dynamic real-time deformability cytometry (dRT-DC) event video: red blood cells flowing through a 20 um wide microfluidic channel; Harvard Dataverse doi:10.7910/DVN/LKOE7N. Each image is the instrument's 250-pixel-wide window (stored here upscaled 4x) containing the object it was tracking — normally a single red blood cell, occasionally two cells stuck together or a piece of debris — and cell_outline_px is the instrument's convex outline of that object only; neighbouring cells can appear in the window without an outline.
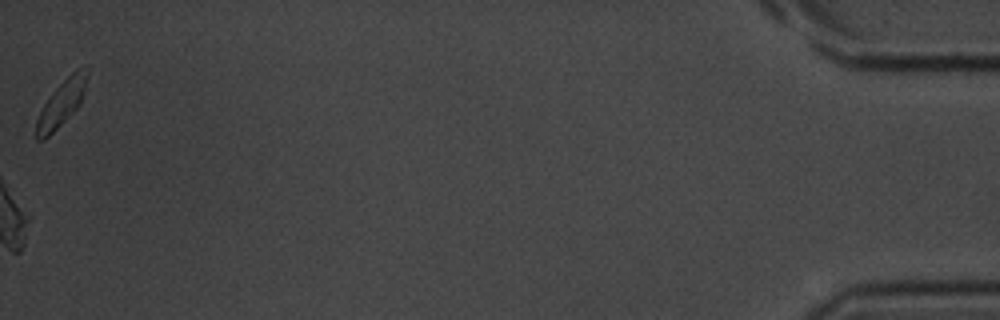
{"species": "common noctule bat (a hibernating species)", "species_latin": "Nyctalus noctula", "temperature_condition": "room temperature", "stored_images_in_passage": 35, "camera_frame_rate_fps": 3000, "um_per_image_px": 0.085, "animal": {"sex": "male", "body_mass_g": 20.1, "forearm_length_mm": 53.5}, "frame": {"image": 1, "passage_image": 35, "time_ms": 11.333, "image_size_px": [1000, 320], "cell_outline_px": [[88, 76], [84, 92], [80, 104], [44, 140], [36, 140], [36, 120], [44, 104], [52, 92], [76, 68], [84, 64], [88, 64]], "centroid_in_image_um": [5.26, 8.7], "position_along_channel_um": 429.9, "area_um2": 13.41}}